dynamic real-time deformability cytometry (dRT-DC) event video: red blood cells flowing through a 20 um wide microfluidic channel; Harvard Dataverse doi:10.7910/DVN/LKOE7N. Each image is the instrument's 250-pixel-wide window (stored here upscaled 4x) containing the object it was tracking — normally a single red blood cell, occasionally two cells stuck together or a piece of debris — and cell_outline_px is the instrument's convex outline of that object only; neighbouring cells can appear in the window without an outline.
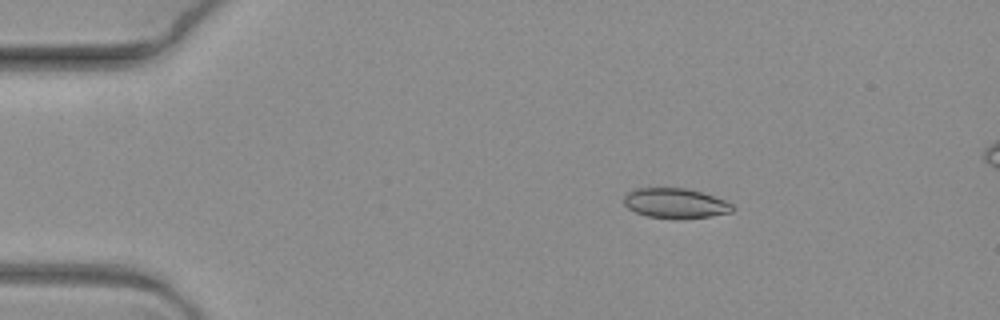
{"species": "common noctule bat (a hibernating species)", "species_latin": "Nyctalus noctula", "temperature_condition": "warm", "stored_images_in_passage": 7, "camera_frame_rate_fps": 3000, "um_per_image_px": 0.085, "animal": {"sex": "female", "body_mass_g": 19.3, "forearm_length_mm": 54.1}, "frame": {"image": 1, "passage_image": 4, "time_ms": 1.0, "image_size_px": [1000, 320], "cell_outline_px": [[736, 208], [732, 212], [708, 216], [676, 220], [672, 220], [648, 216], [636, 212], [628, 208], [624, 204], [624, 196], [628, 192], [636, 188], [688, 188], [728, 200]], "centroid_in_image_um": [57.44, 17.28], "position_along_channel_um": 27.6, "area_um2": 19.31}}
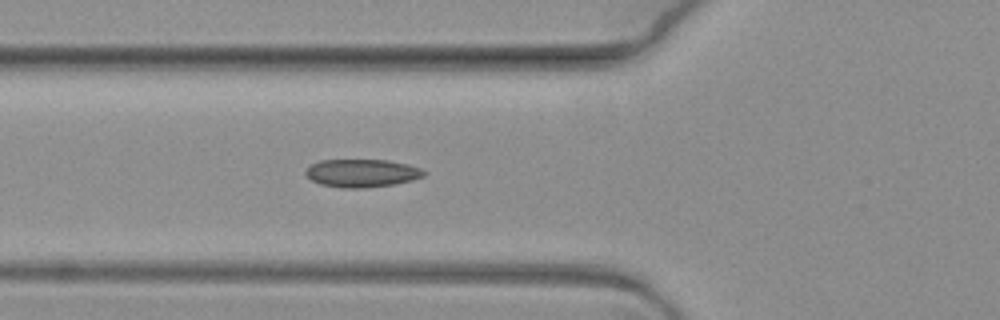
{"frame": {"image": 2, "passage_image": 7, "time_ms": 2.0, "image_size_px": [1000, 320], "cell_outline_px": [[428, 172], [424, 176], [412, 180], [396, 184], [364, 188], [340, 188], [320, 184], [312, 180], [304, 172], [312, 164], [320, 160], [388, 160], [408, 164], [420, 168]], "centroid_in_image_um": [30.79, 14.72], "position_along_channel_um": 95.0, "area_um2": 19.36}}